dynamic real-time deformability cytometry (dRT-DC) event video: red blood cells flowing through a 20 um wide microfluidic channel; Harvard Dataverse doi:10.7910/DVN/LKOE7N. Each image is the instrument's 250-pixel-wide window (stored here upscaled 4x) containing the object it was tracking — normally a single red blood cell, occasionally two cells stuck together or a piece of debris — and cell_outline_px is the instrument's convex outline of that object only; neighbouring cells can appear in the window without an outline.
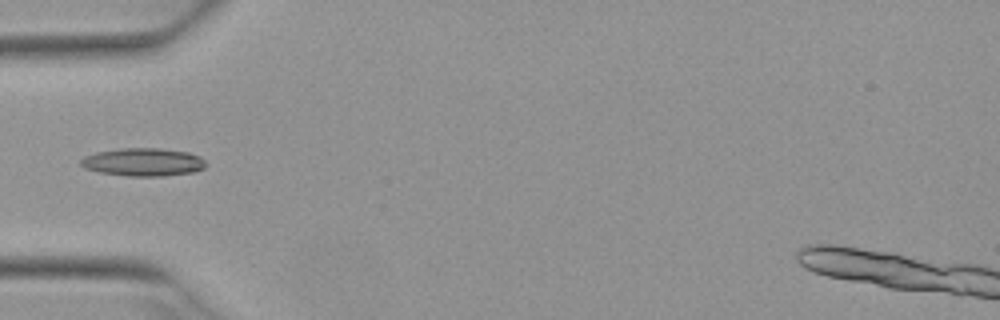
{"species": "Egyptian fruit bat (a non-hibernating species)", "species_latin": "Rousettus aegyptiacus", "temperature_condition": "warm", "stored_images_in_passage": 3, "camera_frame_rate_fps": 3000, "um_per_image_px": 0.085, "animal": {"sex": "female"}, "frame": {"image": 1, "passage_image": 3, "time_ms": 0.667, "image_size_px": [1000, 320], "cell_outline_px": [[208, 164], [204, 168], [196, 172], [164, 176], [128, 176], [100, 172], [84, 168], [80, 164], [80, 160], [84, 156], [96, 152], [120, 148], [160, 148], [188, 152], [200, 156]], "centroid_in_image_um": [12.2, 13.78], "position_along_channel_um": 72.8, "area_um2": 20.63}}